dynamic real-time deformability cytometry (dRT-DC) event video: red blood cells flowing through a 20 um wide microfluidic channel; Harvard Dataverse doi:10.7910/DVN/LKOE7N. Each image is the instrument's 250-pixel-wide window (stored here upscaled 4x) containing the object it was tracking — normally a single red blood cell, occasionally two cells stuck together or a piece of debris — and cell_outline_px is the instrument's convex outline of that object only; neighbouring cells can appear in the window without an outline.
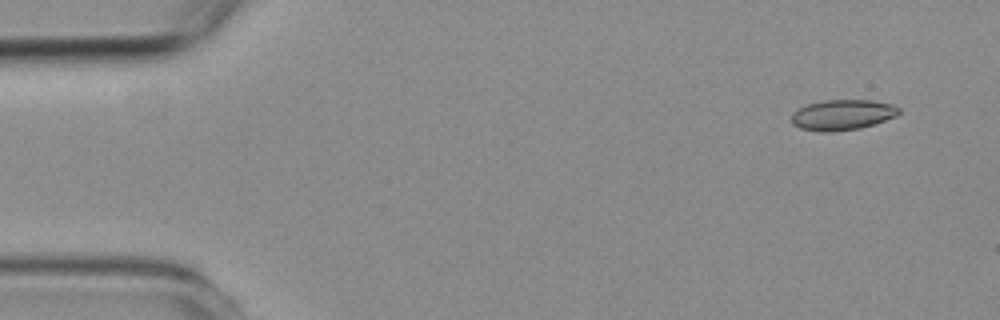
{"species": "common noctule bat (a hibernating species)", "species_latin": "Nyctalus noctula", "temperature_condition": "room temperature", "stored_images_in_passage": 4, "camera_frame_rate_fps": 3000, "um_per_image_px": 0.085, "animal": {"sex": "female", "body_mass_g": 19.3, "forearm_length_mm": 54.1}, "frame": {"image": 1, "passage_image": 1, "time_ms": 0.0, "image_size_px": [1000, 320], "cell_outline_px": [[900, 112], [896, 116], [860, 128], [828, 132], [824, 132], [800, 128], [792, 124], [792, 112], [804, 104], [824, 100], [872, 100], [892, 104], [900, 108]], "centroid_in_image_um": [71.57, 9.74], "position_along_channel_um": 13.4, "area_um2": 19.07}}
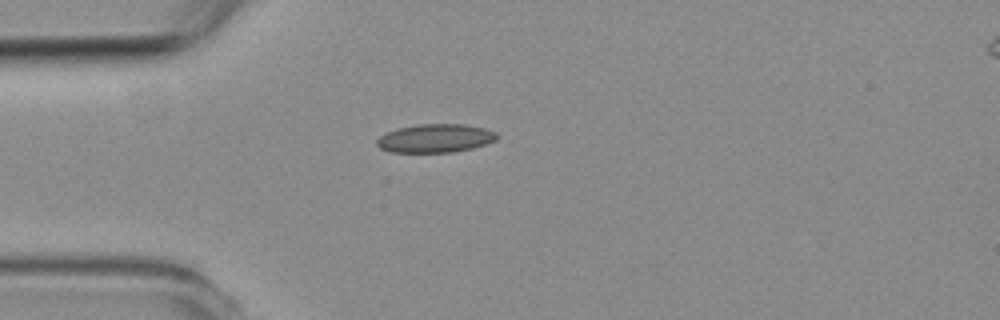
{"frame": {"image": 2, "passage_image": 3, "time_ms": 3.333, "image_size_px": [1000, 320], "cell_outline_px": [[496, 140], [472, 148], [452, 152], [392, 152], [380, 148], [376, 144], [376, 140], [380, 136], [396, 128], [416, 124], [464, 124], [484, 128], [496, 132]], "centroid_in_image_um": [36.97, 11.75], "position_along_channel_um": 48.0, "area_um2": 19.83}}